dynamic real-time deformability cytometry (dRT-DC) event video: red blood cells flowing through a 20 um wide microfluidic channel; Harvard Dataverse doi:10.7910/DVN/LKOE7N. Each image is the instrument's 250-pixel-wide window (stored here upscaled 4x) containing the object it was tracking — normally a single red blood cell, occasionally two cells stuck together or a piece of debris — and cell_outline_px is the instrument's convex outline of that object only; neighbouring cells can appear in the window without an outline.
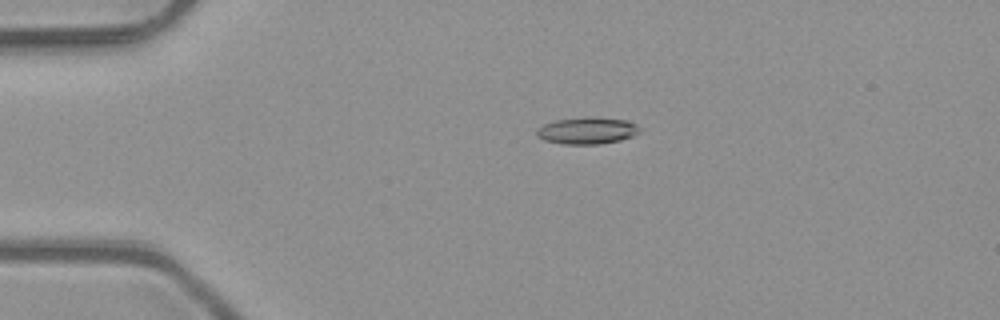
{"species": "common noctule bat (a hibernating species)", "species_latin": "Nyctalus noctula", "temperature_condition": "room temperature", "stored_images_in_passage": 4, "camera_frame_rate_fps": 3000, "um_per_image_px": 0.085, "animal": {"sex": "male", "body_mass_g": 23.1, "forearm_length_mm": 52.7}, "frame": {"image": 1, "passage_image": 1, "time_ms": 0.0, "image_size_px": [1000, 320], "cell_outline_px": [[640, 132], [632, 136], [620, 140], [600, 144], [564, 144], [544, 140], [536, 136], [536, 132], [544, 124], [556, 120], [588, 116], [628, 120], [636, 124], [640, 128]], "centroid_in_image_um": [49.93, 11.1], "position_along_channel_um": 35.1, "area_um2": 16.13}}